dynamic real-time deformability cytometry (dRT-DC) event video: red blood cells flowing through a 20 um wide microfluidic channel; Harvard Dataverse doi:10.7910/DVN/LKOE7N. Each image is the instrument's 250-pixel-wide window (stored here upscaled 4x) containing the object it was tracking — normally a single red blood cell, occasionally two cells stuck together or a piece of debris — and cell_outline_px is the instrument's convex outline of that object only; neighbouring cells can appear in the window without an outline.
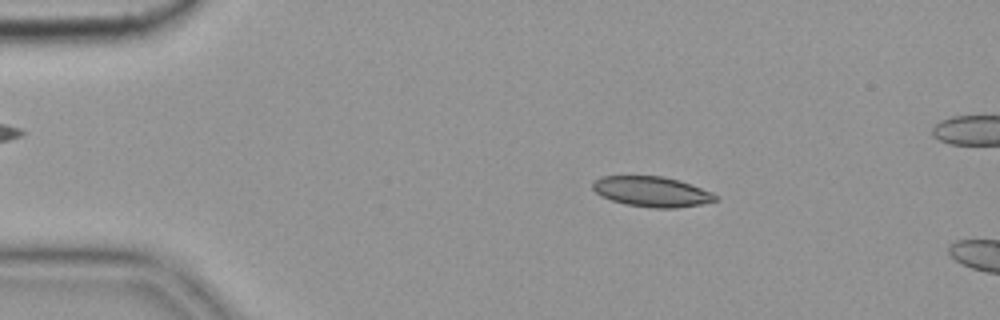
{"species": "common noctule bat (a hibernating species)", "species_latin": "Nyctalus noctula", "temperature_condition": "cold", "stored_images_in_passage": 4, "camera_frame_rate_fps": 3000, "um_per_image_px": 0.085, "animal": {"sex": "female", "body_mass_g": 19.9}, "frame": {"image": 1, "passage_image": 2, "time_ms": 0.333, "image_size_px": [1000, 320], "cell_outline_px": [[720, 196], [716, 200], [700, 204], [676, 208], [656, 208], [624, 204], [600, 196], [592, 188], [592, 184], [600, 176], [664, 176], [680, 180], [712, 192]], "centroid_in_image_um": [55.41, 16.28], "position_along_channel_um": 29.6, "area_um2": 21.68}}